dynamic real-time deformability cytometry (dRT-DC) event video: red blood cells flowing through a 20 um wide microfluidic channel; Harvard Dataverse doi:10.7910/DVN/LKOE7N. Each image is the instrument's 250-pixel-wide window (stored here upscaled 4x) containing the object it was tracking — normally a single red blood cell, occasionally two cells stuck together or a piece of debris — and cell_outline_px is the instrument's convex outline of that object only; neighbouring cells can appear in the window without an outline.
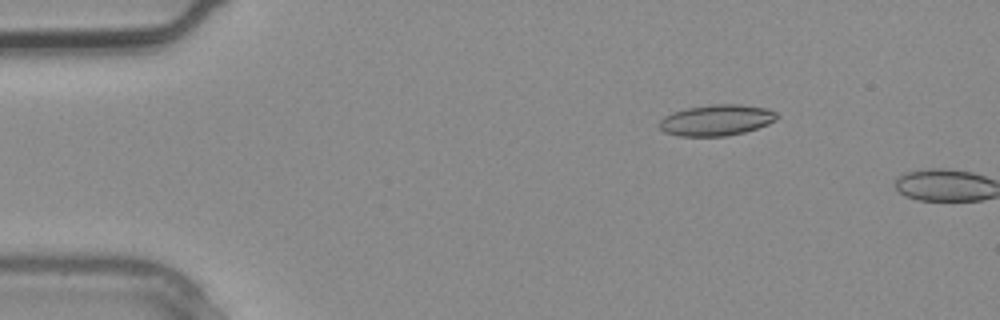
{"species": "common noctule bat (a hibernating species)", "species_latin": "Nyctalus noctula", "temperature_condition": "warm", "stored_images_in_passage": 3, "camera_frame_rate_fps": 3000, "um_per_image_px": 0.085, "animal": {"sex": "male", "body_mass_g": 20.4}, "frame": {"image": 1, "passage_image": 2, "time_ms": 0.333, "image_size_px": [1000, 320], "cell_outline_px": [[780, 116], [776, 120], [768, 124], [744, 132], [724, 136], [676, 136], [664, 132], [660, 128], [660, 120], [664, 116], [672, 112], [688, 108], [712, 104], [740, 104], [768, 108], [776, 112]], "centroid_in_image_um": [60.92, 10.21], "position_along_channel_um": 24.1, "area_um2": 21.33}}